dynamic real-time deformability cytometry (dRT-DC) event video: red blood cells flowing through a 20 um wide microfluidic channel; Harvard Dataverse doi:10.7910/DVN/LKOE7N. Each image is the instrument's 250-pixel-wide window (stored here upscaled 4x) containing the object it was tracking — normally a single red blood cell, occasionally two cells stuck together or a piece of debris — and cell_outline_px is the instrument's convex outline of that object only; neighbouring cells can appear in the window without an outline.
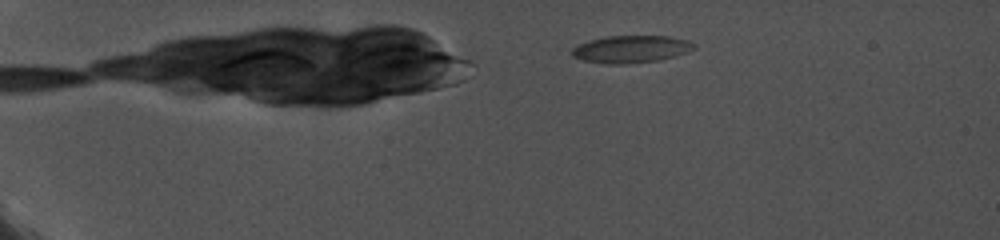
{"species": "common noctule bat (a hibernating species)", "species_latin": "Nyctalus noctula", "temperature_condition": "cold", "stored_images_in_passage": 40, "camera_frame_rate_fps": 5000, "um_per_image_px": 0.085, "animal": {"sex": "female", "body_mass_g": 19.0, "forearm_length_mm": 56.7}, "frame": {"image": 1, "passage_image": 6, "time_ms": 0.8, "image_size_px": [1000, 240], "cell_outline_px": [[696, 48], [688, 52], [676, 56], [660, 60], [628, 64], [604, 64], [584, 60], [572, 56], [572, 48], [576, 44], [588, 40], [604, 36], [668, 36], [688, 40], [696, 44]], "centroid_in_image_um": [53.64, 4.17], "position_along_channel_um": 31.4, "area_um2": 19.77}}
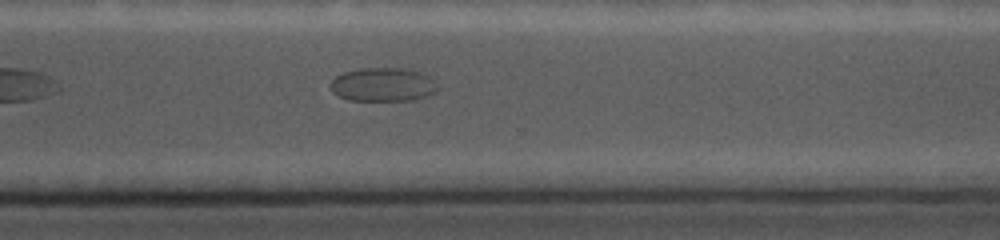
{"frame": {"image": 2, "passage_image": 37, "time_ms": 10.4, "image_size_px": [1000, 240], "cell_outline_px": [[436, 92], [416, 100], [348, 100], [332, 92], [328, 84], [336, 76], [344, 72], [360, 68], [412, 68], [428, 76], [436, 84]], "centroid_in_image_um": [32.53, 7.18], "position_along_channel_um": 338.1, "area_um2": 21.15}}
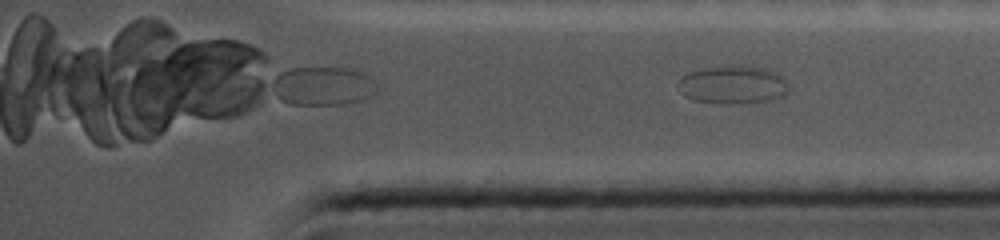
{"frame": {"image": 3, "passage_image": 40, "time_ms": 11.4, "image_size_px": [1000, 240], "cell_outline_px": [[788, 92], [784, 96], [768, 100], [740, 104], [724, 104], [692, 100], [684, 96], [680, 92], [676, 84], [688, 72], [704, 68], [724, 64], [744, 64], [764, 68], [776, 72], [788, 84]], "centroid_in_image_um": [62.27, 7.19], "position_along_channel_um": 372.9, "area_um2": 25.2}}